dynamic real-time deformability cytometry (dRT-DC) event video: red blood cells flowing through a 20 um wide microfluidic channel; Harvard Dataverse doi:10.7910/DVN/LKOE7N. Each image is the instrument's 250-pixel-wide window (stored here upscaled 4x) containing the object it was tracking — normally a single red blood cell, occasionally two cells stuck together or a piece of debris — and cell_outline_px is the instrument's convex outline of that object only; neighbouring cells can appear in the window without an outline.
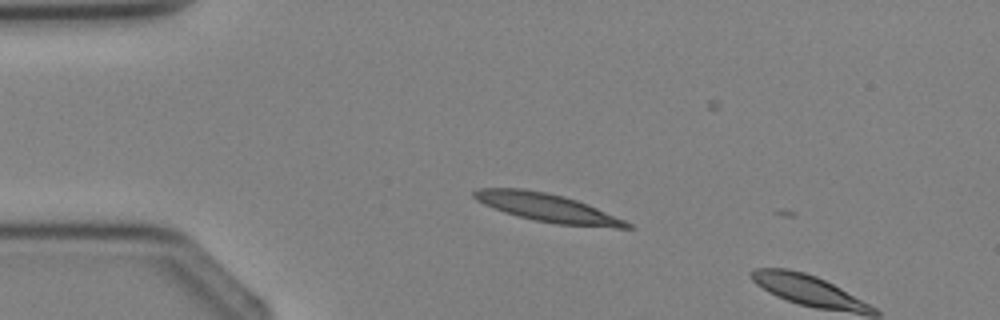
{"species": "Egyptian fruit bat (a non-hibernating species)", "species_latin": "Rousettus aegyptiacus", "temperature_condition": "cold", "stored_images_in_passage": 3, "camera_frame_rate_fps": 3000, "um_per_image_px": 0.085, "animal": {"sex": "female"}, "frame": {"image": 1, "passage_image": 2, "time_ms": 1.0, "image_size_px": [1000, 320], "cell_outline_px": [[636, 228], [616, 228], [556, 224], [536, 220], [504, 212], [484, 204], [476, 200], [472, 196], [472, 192], [480, 188], [524, 188], [564, 196], [588, 204], [624, 220], [632, 224]], "centroid_in_image_um": [46.54, 17.65], "position_along_channel_um": 38.5, "area_um2": 24.97}}